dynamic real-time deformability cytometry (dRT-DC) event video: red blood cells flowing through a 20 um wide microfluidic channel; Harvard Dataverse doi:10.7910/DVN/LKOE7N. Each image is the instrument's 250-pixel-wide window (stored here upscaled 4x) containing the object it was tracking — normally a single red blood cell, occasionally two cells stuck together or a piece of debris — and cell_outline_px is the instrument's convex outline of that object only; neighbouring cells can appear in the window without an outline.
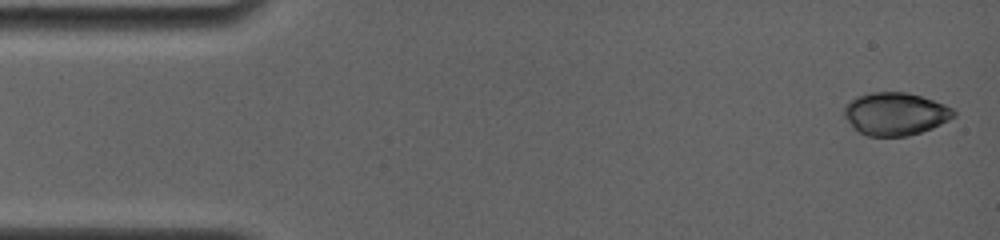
{"species": "common noctule bat (a hibernating species)", "species_latin": "Nyctalus noctula", "temperature_condition": "room temperature", "stored_images_in_passage": 14, "camera_frame_rate_fps": 4000, "um_per_image_px": 0.085, "animal": {"sex": "female", "body_mass_g": 19.0, "forearm_length_mm": 56.7}, "frame": {"image": 1, "passage_image": 1, "time_ms": 0.0, "image_size_px": [1000, 240], "cell_outline_px": [[952, 116], [932, 128], [920, 132], [904, 136], [868, 136], [860, 132], [852, 124], [844, 112], [844, 108], [852, 100], [860, 96], [876, 92], [904, 92], [920, 96], [932, 100], [948, 108], [952, 112]], "centroid_in_image_um": [76.06, 9.68], "position_along_channel_um": 8.9, "area_um2": 26.01}}